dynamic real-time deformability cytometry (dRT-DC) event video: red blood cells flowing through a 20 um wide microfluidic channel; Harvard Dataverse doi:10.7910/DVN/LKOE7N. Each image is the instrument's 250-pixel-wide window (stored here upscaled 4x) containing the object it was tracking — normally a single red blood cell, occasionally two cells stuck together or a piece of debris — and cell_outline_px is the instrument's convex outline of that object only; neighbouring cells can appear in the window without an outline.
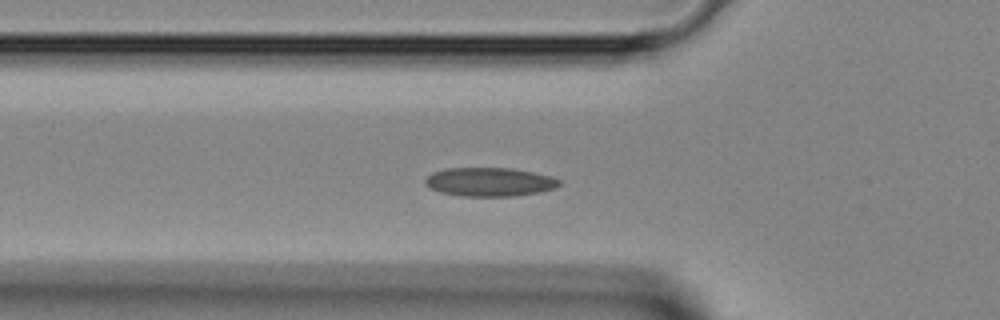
{"species": "Egyptian fruit bat (a non-hibernating species)", "species_latin": "Rousettus aegyptiacus", "temperature_condition": "room temperature", "stored_images_in_passage": 27, "camera_frame_rate_fps": 3000, "um_per_image_px": 0.085, "animal": {"sex": "female"}, "frame": {"image": 1, "passage_image": 4, "time_ms": 1.0, "image_size_px": [1000, 320], "cell_outline_px": [[560, 184], [556, 188], [540, 192], [512, 196], [460, 196], [440, 192], [428, 188], [424, 184], [424, 180], [432, 172], [444, 168], [512, 168], [552, 176], [560, 180]], "centroid_in_image_um": [41.58, 15.46], "position_along_channel_um": 84.2, "area_um2": 22.66}}
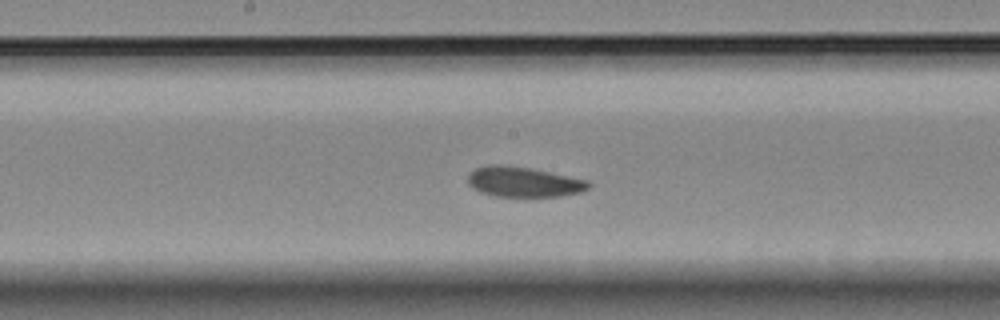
{"frame": {"image": 2, "passage_image": 12, "time_ms": 3.667, "image_size_px": [1000, 320], "cell_outline_px": [[592, 184], [588, 188], [580, 192], [560, 196], [496, 196], [480, 192], [472, 188], [468, 184], [468, 172], [476, 168], [488, 164], [504, 164], [532, 168], [588, 180]], "centroid_in_image_um": [44.47, 15.44], "position_along_channel_um": 203.7, "area_um2": 21.39}}
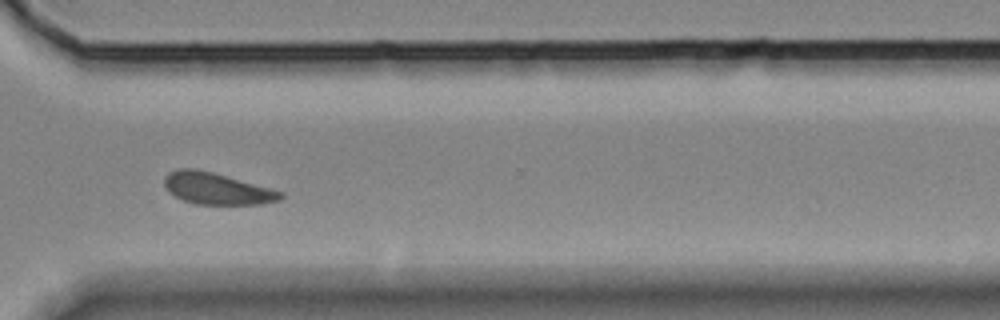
{"frame": {"image": 3, "passage_image": 22, "time_ms": 7.0, "image_size_px": [1000, 320], "cell_outline_px": [[284, 196], [280, 200], [264, 204], [196, 204], [184, 200], [168, 192], [164, 184], [164, 176], [168, 172], [180, 168], [196, 168], [212, 172], [272, 188], [284, 192]], "centroid_in_image_um": [18.44, 16.02], "position_along_channel_um": 352.2, "area_um2": 21.56}}